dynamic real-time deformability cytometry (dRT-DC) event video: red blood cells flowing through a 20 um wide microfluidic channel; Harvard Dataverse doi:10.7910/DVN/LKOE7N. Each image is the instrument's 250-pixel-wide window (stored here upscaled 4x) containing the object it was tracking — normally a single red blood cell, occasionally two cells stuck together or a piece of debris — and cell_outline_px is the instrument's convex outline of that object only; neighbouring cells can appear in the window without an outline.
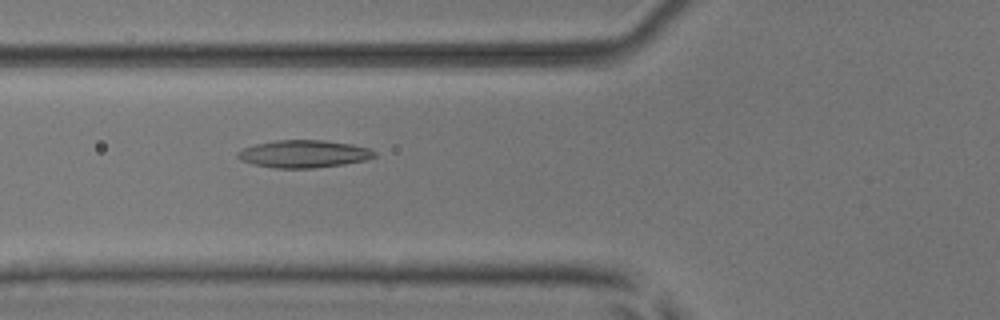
{"species": "common noctule bat (a hibernating species)", "species_latin": "Nyctalus noctula", "temperature_condition": "room temperature", "stored_images_in_passage": 21, "camera_frame_rate_fps": 3000, "um_per_image_px": 0.085, "animal": {"sex": "male", "body_mass_g": 17.9, "forearm_length_mm": 54.2}, "frame": {"image": 1, "passage_image": 5, "time_ms": 1.333, "image_size_px": [1000, 320], "cell_outline_px": [[376, 156], [364, 160], [344, 164], [312, 168], [272, 168], [252, 164], [240, 160], [236, 156], [236, 152], [244, 148], [256, 144], [276, 140], [324, 140], [352, 144], [368, 148], [376, 152]], "centroid_in_image_um": [25.79, 13.08], "position_along_channel_um": 100.0, "area_um2": 21.96}}
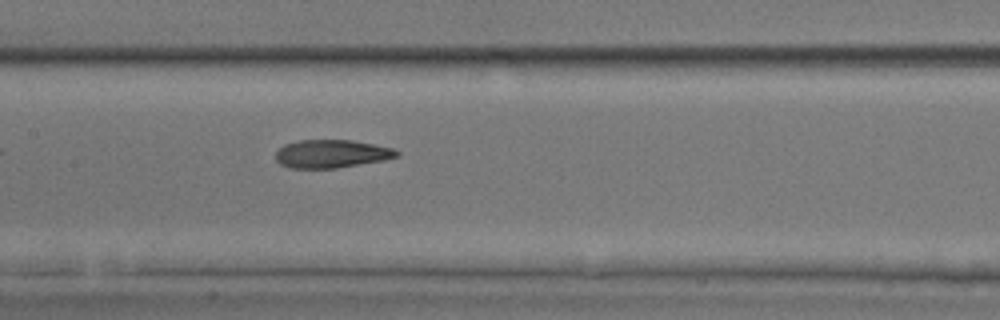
{"frame": {"image": 2, "passage_image": 11, "time_ms": 3.333, "image_size_px": [1000, 320], "cell_outline_px": [[400, 156], [384, 160], [336, 168], [292, 168], [280, 164], [276, 160], [276, 152], [284, 144], [300, 140], [352, 140], [392, 148], [400, 152]], "centroid_in_image_um": [28.18, 13.07], "position_along_channel_um": 179.2, "area_um2": 19.77}}
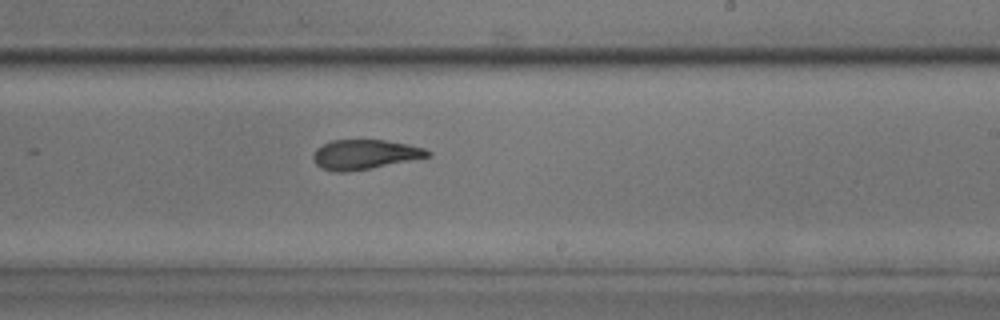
{"frame": {"image": 3, "passage_image": 17, "time_ms": 5.333, "image_size_px": [1000, 320], "cell_outline_px": [[432, 156], [372, 168], [348, 172], [336, 172], [320, 168], [312, 160], [312, 152], [316, 148], [332, 140], [384, 140], [408, 144], [424, 148], [432, 152]], "centroid_in_image_um": [30.98, 13.14], "position_along_channel_um": 258.0, "area_um2": 20.0}}